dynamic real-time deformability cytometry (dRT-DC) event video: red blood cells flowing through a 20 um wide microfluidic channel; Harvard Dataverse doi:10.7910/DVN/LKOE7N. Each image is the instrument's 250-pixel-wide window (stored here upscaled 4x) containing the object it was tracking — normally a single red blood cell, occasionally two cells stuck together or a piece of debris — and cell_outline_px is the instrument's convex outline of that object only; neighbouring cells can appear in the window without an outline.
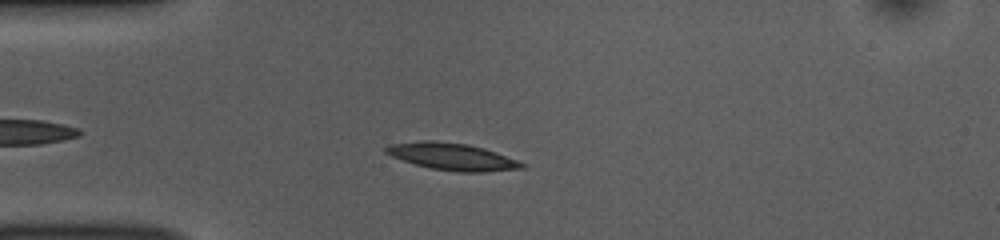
{"species": "common noctule bat (a hibernating species)", "species_latin": "Nyctalus noctula", "temperature_condition": "room temperature", "stored_images_in_passage": 44, "camera_frame_rate_fps": 3000, "um_per_image_px": 0.085, "animal": {"sex": "female", "body_mass_g": 10.0, "forearm_length_mm": 53.1}, "frame": {"image": 1, "passage_image": 6, "time_ms": 1.667, "image_size_px": [1000, 240], "cell_outline_px": [[524, 168], [484, 172], [456, 172], [432, 168], [416, 164], [392, 156], [384, 152], [384, 148], [388, 144], [420, 140], [432, 140], [468, 144], [484, 148], [516, 160], [524, 164]], "centroid_in_image_um": [38.39, 13.3], "position_along_channel_um": 46.6, "area_um2": 21.27}}
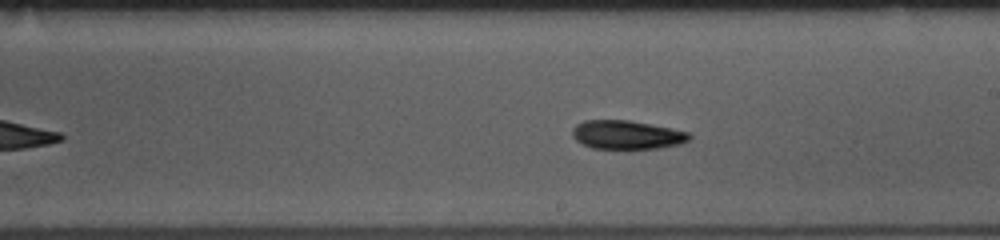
{"frame": {"image": 2, "passage_image": 22, "time_ms": 7.0, "image_size_px": [1000, 240], "cell_outline_px": [[692, 136], [688, 140], [680, 144], [660, 148], [592, 148], [576, 140], [572, 136], [572, 128], [576, 124], [584, 120], [628, 120], [688, 132]], "centroid_in_image_um": [53.25, 11.45], "position_along_channel_um": 235.8, "area_um2": 19.31}}
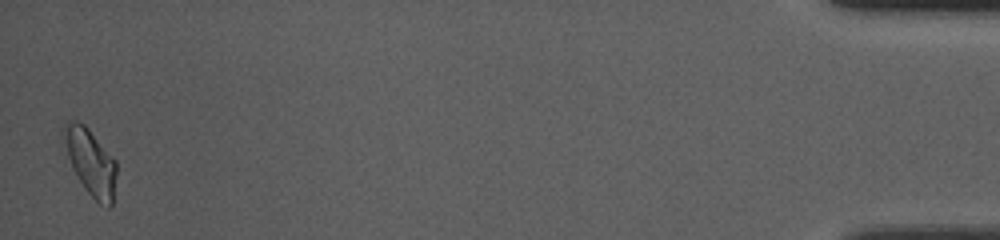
{"frame": {"image": 3, "passage_image": 44, "time_ms": 14.333, "image_size_px": [1000, 240], "cell_outline_px": [[116, 176], [112, 204], [108, 208], [100, 204], [88, 192], [72, 168], [60, 136], [60, 132], [64, 120], [76, 120], [84, 124], [88, 128], [116, 160]], "centroid_in_image_um": [7.65, 13.69], "position_along_channel_um": 427.6, "area_um2": 20.63}, "authors_computed_cell_mechanics": {"area_um2": 19.5942, "velocity_mm_per_s": 3.8266, "shape_relaxation_time_tau1_ms": 3.9737, "shape_relaxation_time_tau2_ms": 6.0036, "deformation_change_tau1": 0.1269, "deformation_change_tau2": 0.11}}